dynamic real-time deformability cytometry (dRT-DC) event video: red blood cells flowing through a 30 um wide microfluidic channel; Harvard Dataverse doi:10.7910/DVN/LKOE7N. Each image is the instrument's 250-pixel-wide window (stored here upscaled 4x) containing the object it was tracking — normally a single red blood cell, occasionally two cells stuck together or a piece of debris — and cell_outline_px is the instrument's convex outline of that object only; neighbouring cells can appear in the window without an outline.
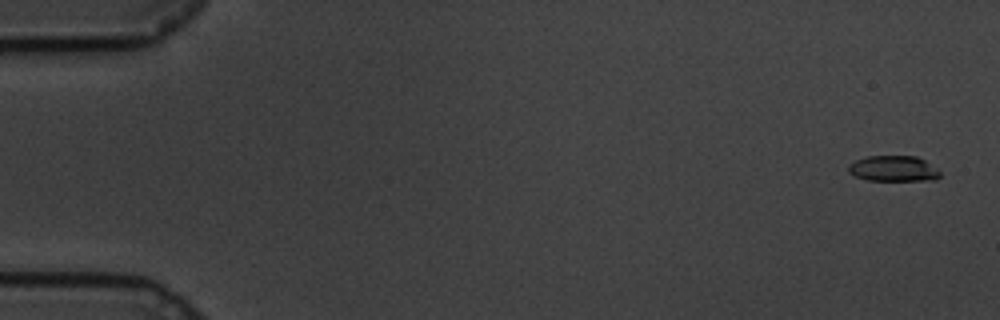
{"species": "common noctule bat (a hibernating species)", "species_latin": "Nyctalus noctula", "temperature_condition": "cold", "stored_images_in_passage": 60, "camera_frame_rate_fps": 3000, "um_per_image_px": 0.085, "animal": {"sex": "male", "body_mass_g": 19.5, "forearm_length_mm": 54.6}, "frame": {"image": 1, "passage_image": 2, "time_ms": 0.333, "image_size_px": [1000, 320], "cell_outline_px": [[940, 176], [936, 180], [868, 180], [856, 176], [848, 172], [848, 164], [856, 160], [868, 156], [916, 156], [924, 160], [936, 168], [940, 172]], "centroid_in_image_um": [75.94, 14.33], "position_along_channel_um": 9.1, "area_um2": 13.64}}
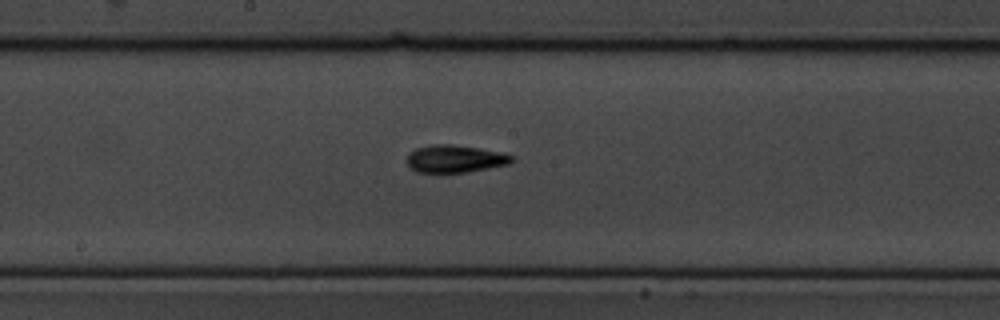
{"frame": {"image": 2, "passage_image": 32, "time_ms": 10.333, "image_size_px": [1000, 320], "cell_outline_px": [[516, 156], [508, 164], [468, 172], [416, 172], [408, 168], [408, 152], [416, 148], [432, 144], [452, 144], [480, 148], [504, 152]], "centroid_in_image_um": [38.68, 13.48], "position_along_channel_um": 209.5, "area_um2": 16.99}}
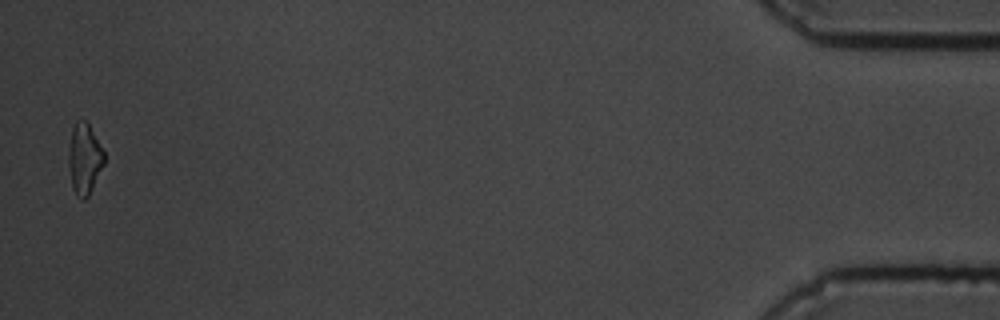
{"frame": {"image": 3, "passage_image": 59, "time_ms": 19.333, "image_size_px": [1000, 320], "cell_outline_px": [[104, 164], [88, 196], [84, 200], [80, 200], [76, 196], [72, 188], [68, 164], [68, 152], [72, 128], [76, 120], [84, 120], [88, 124], [104, 152]], "centroid_in_image_um": [7.15, 13.53], "position_along_channel_um": 428.1, "area_um2": 14.62}, "authors_computed_cell_mechanics": {"area_um2": 15.3459, "velocity_mm_per_s": 3.3961, "shape_relaxation_time_tau1_ms": 3.0902, "shape_relaxation_time_tau2_ms": 4.3838, "deformation_change_tau1": 0.1603, "deformation_change_tau2": 0.1347}}